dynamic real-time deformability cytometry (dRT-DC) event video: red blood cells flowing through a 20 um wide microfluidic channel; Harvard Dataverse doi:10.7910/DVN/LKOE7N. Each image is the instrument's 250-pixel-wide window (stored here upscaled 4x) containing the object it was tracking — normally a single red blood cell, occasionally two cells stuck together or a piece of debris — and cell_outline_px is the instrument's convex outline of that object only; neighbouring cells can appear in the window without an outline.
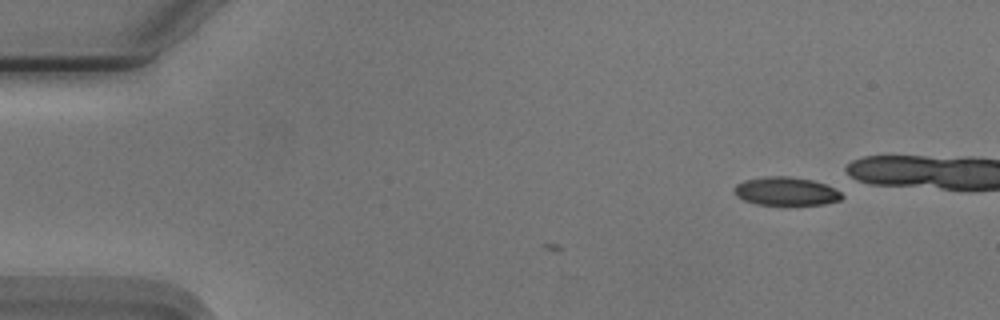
{"species": "Egyptian fruit bat (a non-hibernating species)", "species_latin": "Rousettus aegyptiacus", "temperature_condition": "cold", "stored_images_in_passage": 9, "camera_frame_rate_fps": 3000, "um_per_image_px": 0.085, "animal": {"sex": "male"}, "frame": {"image": 1, "passage_image": 9, "time_ms": 2.667, "image_size_px": [1000, 320], "cell_outline_px": [[844, 196], [840, 200], [824, 204], [756, 204], [744, 200], [736, 196], [732, 192], [732, 188], [736, 184], [744, 180], [764, 176], [788, 176], [812, 180], [824, 184], [840, 192]], "centroid_in_image_um": [66.74, 16.25], "position_along_channel_um": 18.3, "area_um2": 17.74}}